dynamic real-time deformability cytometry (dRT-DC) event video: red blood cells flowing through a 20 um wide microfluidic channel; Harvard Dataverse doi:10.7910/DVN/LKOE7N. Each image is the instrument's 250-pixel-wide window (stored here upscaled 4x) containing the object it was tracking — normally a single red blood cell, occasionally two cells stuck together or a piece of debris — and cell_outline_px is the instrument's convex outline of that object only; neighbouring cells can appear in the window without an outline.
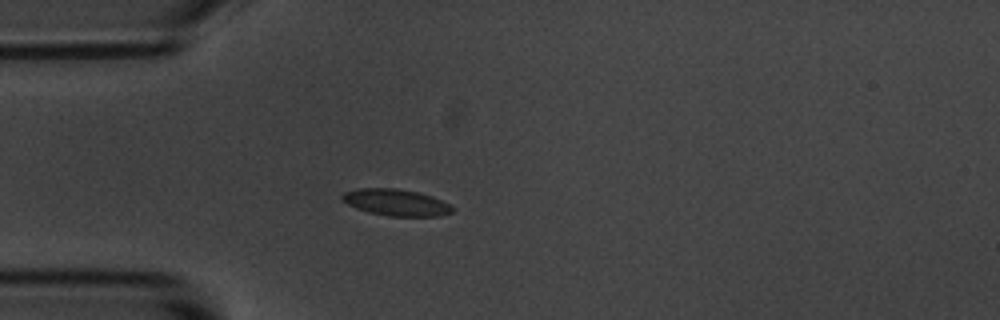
{"species": "common noctule bat (a hibernating species)", "species_latin": "Nyctalus noctula", "temperature_condition": "room temperature", "stored_images_in_passage": 41, "camera_frame_rate_fps": 3000, "um_per_image_px": 0.085, "animal": {"sex": "male", "body_mass_g": 20.1, "forearm_length_mm": 53.5}, "frame": {"image": 1, "passage_image": 1, "time_ms": 0.0, "image_size_px": [1000, 320], "cell_outline_px": [[456, 208], [452, 212], [440, 216], [388, 216], [368, 212], [356, 208], [340, 200], [340, 196], [344, 192], [356, 188], [396, 188], [420, 192], [432, 196]], "centroid_in_image_um": [33.64, 17.2], "position_along_channel_um": 51.4, "area_um2": 17.28}}
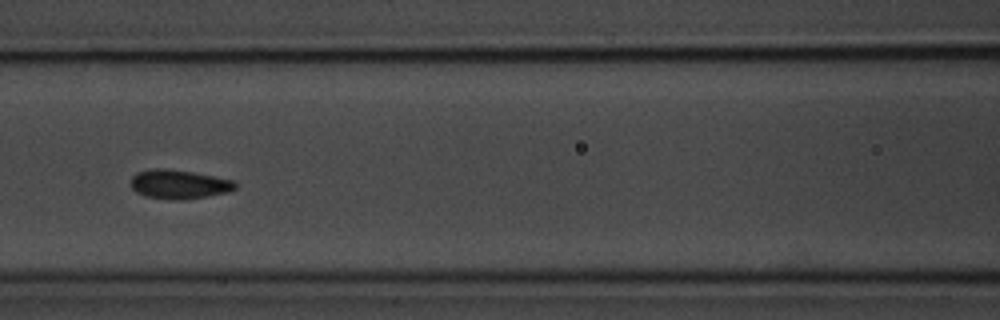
{"frame": {"image": 2, "passage_image": 10, "time_ms": 3.0, "image_size_px": [1000, 320], "cell_outline_px": [[236, 188], [228, 192], [208, 196], [184, 200], [176, 200], [144, 196], [136, 192], [128, 184], [132, 176], [136, 172], [152, 168], [164, 168], [192, 172], [232, 180], [236, 184]], "centroid_in_image_um": [15.15, 15.66], "position_along_channel_um": 151.5, "area_um2": 17.8}}
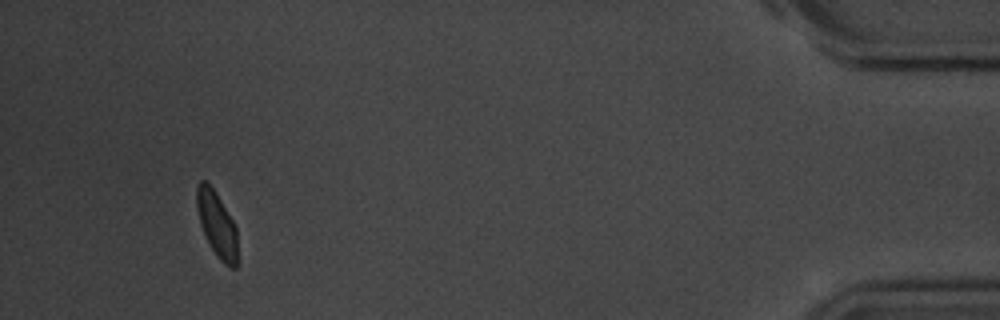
{"frame": {"image": 3, "passage_image": 38, "time_ms": 12.333, "image_size_px": [1000, 320], "cell_outline_px": [[236, 268], [232, 268], [224, 264], [216, 256], [208, 244], [200, 224], [196, 208], [196, 188], [200, 180], [208, 180], [216, 192], [232, 220], [236, 228]], "centroid_in_image_um": [18.39, 19.03], "position_along_channel_um": 416.8, "area_um2": 15.61}, "authors_computed_cell_mechanics": {"area_um2": 16.7042, "velocity_mm_per_s": 3.6019, "shape_relaxation_time_tau1_ms": 2.822, "shape_relaxation_time_tau2_ms": 2.0091, "deformation_change_tau1": 0.0989, "deformation_change_tau2": 0.0503}}